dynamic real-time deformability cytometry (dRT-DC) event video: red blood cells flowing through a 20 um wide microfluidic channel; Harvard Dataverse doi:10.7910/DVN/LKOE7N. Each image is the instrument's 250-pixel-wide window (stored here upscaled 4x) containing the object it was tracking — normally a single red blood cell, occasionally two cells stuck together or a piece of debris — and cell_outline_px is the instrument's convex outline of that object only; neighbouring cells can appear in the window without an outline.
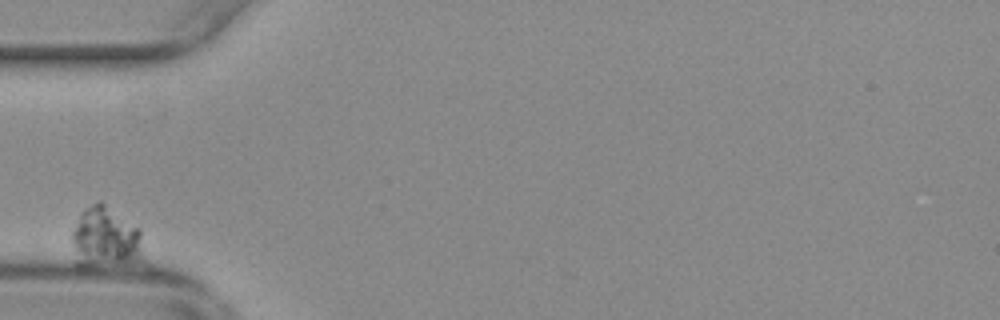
{"species": "common noctule bat (a hibernating species)", "species_latin": "Nyctalus noctula", "temperature_condition": "warm", "stored_images_in_passage": 5, "camera_frame_rate_fps": 3000, "um_per_image_px": 0.085, "animal": {"sex": "female", "body_mass_g": 29.2, "forearm_length_mm": 56.3}, "frame": {"image": 1, "passage_image": 1, "time_ms": 0.0, "image_size_px": [1000, 320], "cell_outline_px": [[152, 268], [76, 268], [72, 240], [72, 232], [84, 208], [100, 200], [140, 228]], "centroid_in_image_um": [9.17, 20.43], "position_along_channel_um": 75.8, "area_um2": 28.5}}